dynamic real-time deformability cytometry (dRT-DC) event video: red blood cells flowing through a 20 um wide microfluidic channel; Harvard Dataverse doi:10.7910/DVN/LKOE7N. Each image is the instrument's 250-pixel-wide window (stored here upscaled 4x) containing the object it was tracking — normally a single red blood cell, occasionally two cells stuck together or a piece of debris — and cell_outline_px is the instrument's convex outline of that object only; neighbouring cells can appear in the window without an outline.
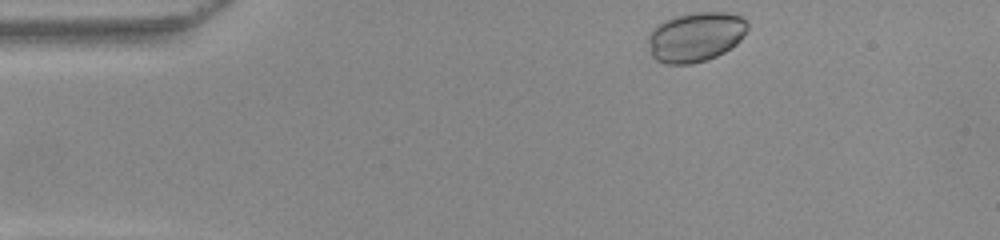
{"species": "common noctule bat (a hibernating species)", "species_latin": "Nyctalus noctula", "temperature_condition": "warm", "stored_images_in_passage": 44, "camera_frame_rate_fps": 3000, "um_per_image_px": 0.085, "animal": {"sex": "female", "body_mass_g": 22.0, "forearm_length_mm": 56.7}, "frame": {"image": 1, "passage_image": 1, "time_ms": 0.0, "image_size_px": [1000, 240], "cell_outline_px": [[748, 28], [740, 40], [736, 44], [724, 52], [716, 56], [692, 64], [668, 64], [656, 60], [652, 56], [648, 40], [648, 32], [652, 28], [664, 20], [672, 16], [696, 12], [724, 12], [740, 16], [748, 24]], "centroid_in_image_um": [59.09, 3.12], "position_along_channel_um": 25.9, "area_um2": 28.78}}
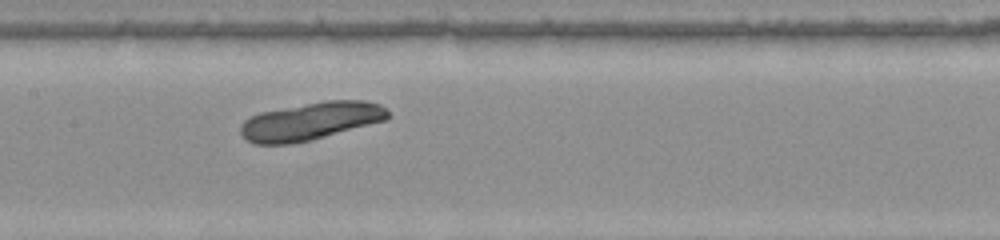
{"frame": {"image": 2, "passage_image": 18, "time_ms": 5.667, "image_size_px": [1000, 240], "cell_outline_px": [[392, 116], [388, 120], [312, 140], [288, 144], [252, 144], [244, 140], [240, 132], [240, 124], [244, 120], [260, 112], [328, 100], [364, 100], [380, 104]], "centroid_in_image_um": [26.42, 10.31], "position_along_channel_um": 181.0, "area_um2": 32.66}}
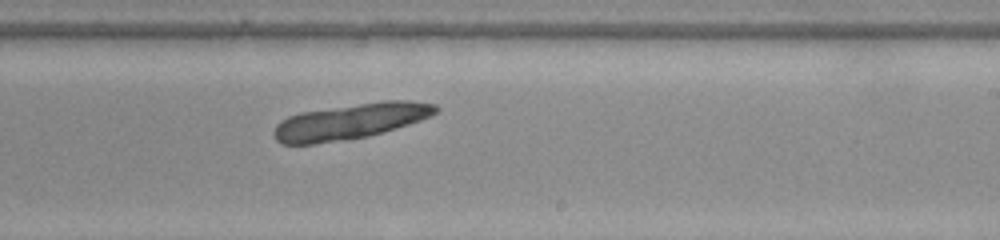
{"frame": {"image": 3, "passage_image": 24, "time_ms": 7.667, "image_size_px": [1000, 240], "cell_outline_px": [[440, 108], [432, 116], [396, 128], [368, 136], [312, 144], [284, 144], [276, 140], [272, 132], [276, 124], [280, 120], [288, 116], [300, 112], [384, 100], [408, 100], [436, 104]], "centroid_in_image_um": [29.77, 10.3], "position_along_channel_um": 259.2, "area_um2": 33.52}}